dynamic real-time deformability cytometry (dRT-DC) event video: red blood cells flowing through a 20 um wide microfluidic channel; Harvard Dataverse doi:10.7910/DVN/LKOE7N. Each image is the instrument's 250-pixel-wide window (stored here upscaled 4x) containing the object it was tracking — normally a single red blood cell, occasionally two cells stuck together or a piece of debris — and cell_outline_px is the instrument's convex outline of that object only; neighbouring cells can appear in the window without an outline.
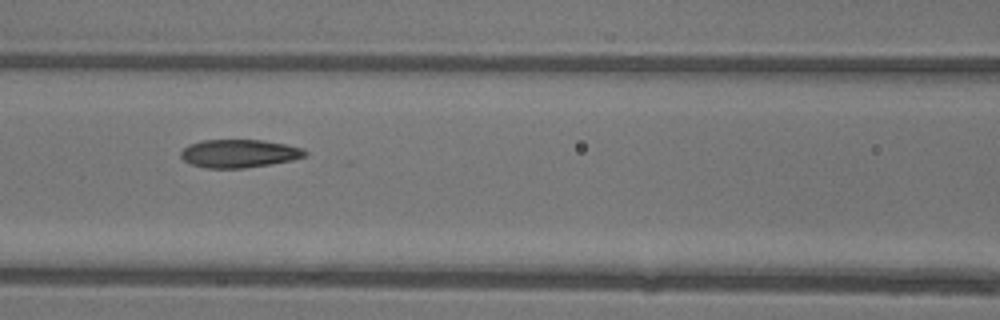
{"species": "common noctule bat (a hibernating species)", "species_latin": "Nyctalus noctula", "temperature_condition": "warm", "stored_images_in_passage": 9, "camera_frame_rate_fps": 3000, "um_per_image_px": 0.085, "animal": {"sex": "female"}, "frame": {"image": 1, "passage_image": 6, "time_ms": 1.667, "image_size_px": [1000, 320], "cell_outline_px": [[308, 156], [292, 160], [272, 164], [244, 168], [204, 168], [192, 164], [184, 160], [180, 156], [180, 152], [188, 144], [200, 140], [264, 140], [284, 144], [300, 148], [308, 152]], "centroid_in_image_um": [20.32, 13.05], "position_along_channel_um": 146.3, "area_um2": 20.46}}
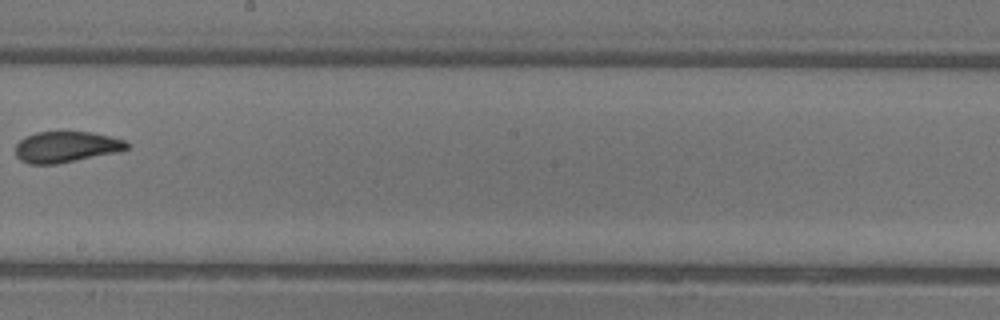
{"frame": {"image": 2, "passage_image": 8, "time_ms": 2.333, "image_size_px": [1000, 320], "cell_outline_px": [[128, 148], [120, 152], [56, 164], [28, 164], [20, 160], [16, 156], [16, 144], [24, 136], [36, 132], [92, 132], [124, 140], [128, 144]], "centroid_in_image_um": [5.6, 12.49], "position_along_channel_um": 242.6, "area_um2": 20.17}}
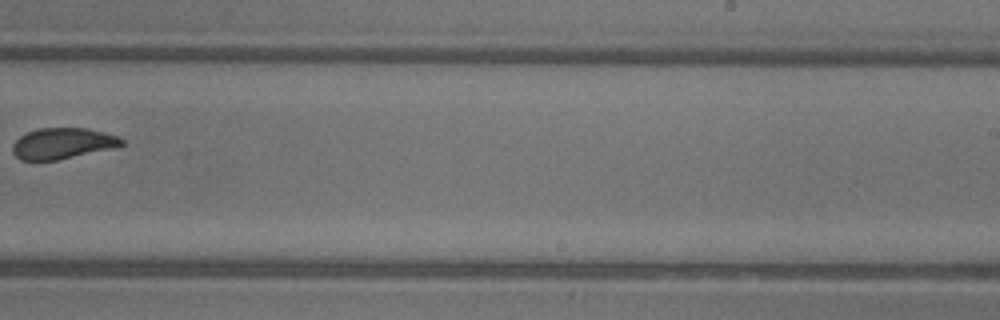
{"frame": {"image": 3, "passage_image": 9, "time_ms": 2.667, "image_size_px": [1000, 320], "cell_outline_px": [[124, 144], [112, 148], [56, 160], [20, 160], [12, 152], [12, 144], [20, 136], [28, 132], [40, 128], [88, 128], [104, 132], [116, 136], [124, 140]], "centroid_in_image_um": [5.29, 12.18], "position_along_channel_um": 283.7, "area_um2": 19.48}}